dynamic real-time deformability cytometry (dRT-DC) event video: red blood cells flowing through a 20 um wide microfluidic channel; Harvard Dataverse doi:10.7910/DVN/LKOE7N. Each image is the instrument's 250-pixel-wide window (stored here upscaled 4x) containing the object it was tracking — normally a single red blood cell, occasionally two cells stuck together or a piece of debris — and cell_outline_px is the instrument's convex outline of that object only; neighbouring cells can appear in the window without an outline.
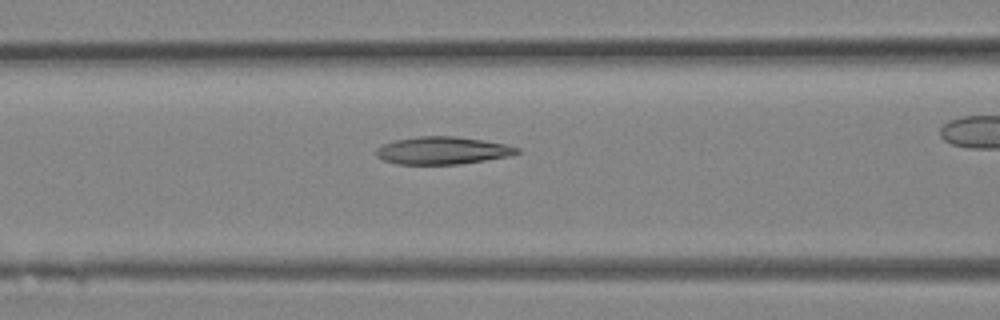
{"species": "Egyptian fruit bat (a non-hibernating species)", "species_latin": "Rousettus aegyptiacus", "temperature_condition": "room temperature", "stored_images_in_passage": 7, "camera_frame_rate_fps": 3000, "um_per_image_px": 0.085, "animal": {"sex": "female"}, "frame": {"image": 1, "passage_image": 4, "time_ms": 1.0, "image_size_px": [1000, 320], "cell_outline_px": [[520, 152], [508, 156], [460, 164], [396, 164], [384, 160], [376, 156], [376, 148], [392, 140], [416, 136], [456, 136], [504, 144], [520, 148]], "centroid_in_image_um": [37.56, 12.79], "position_along_channel_um": 129.0, "area_um2": 22.54}}